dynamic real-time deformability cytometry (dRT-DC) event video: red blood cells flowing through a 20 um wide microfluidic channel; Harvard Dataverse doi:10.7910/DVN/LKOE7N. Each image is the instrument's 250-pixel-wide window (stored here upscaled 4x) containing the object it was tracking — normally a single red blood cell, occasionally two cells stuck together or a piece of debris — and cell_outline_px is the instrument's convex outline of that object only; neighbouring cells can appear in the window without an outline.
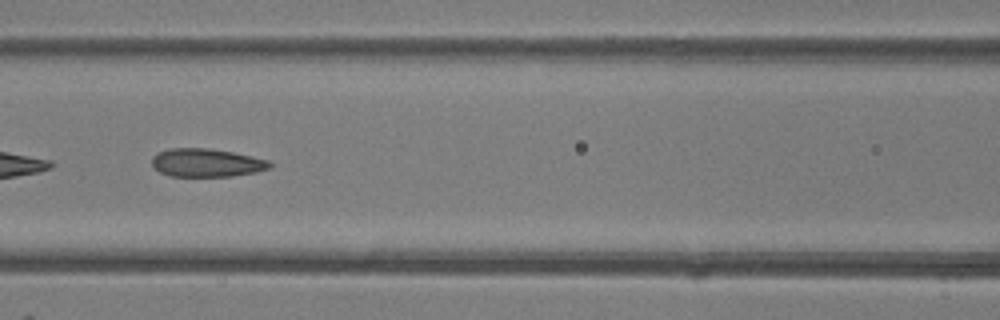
{"species": "common noctule bat (a hibernating species)", "species_latin": "Nyctalus noctula", "temperature_condition": "room temperature", "stored_images_in_passage": 45, "camera_frame_rate_fps": 3000, "um_per_image_px": 0.085, "animal": {"sex": "female"}, "frame": {"image": 1, "passage_image": 20, "time_ms": 6.333, "image_size_px": [1000, 320], "cell_outline_px": [[272, 168], [256, 172], [232, 176], [172, 176], [160, 172], [152, 168], [152, 156], [168, 148], [208, 148], [232, 152], [252, 156], [268, 160], [272, 164]], "centroid_in_image_um": [17.55, 13.83], "position_along_channel_um": 149.0, "area_um2": 19.48}}
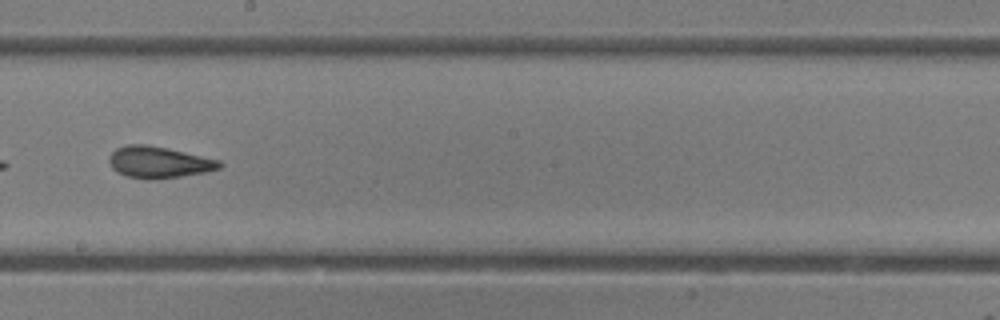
{"frame": {"image": 2, "passage_image": 26, "time_ms": 8.333, "image_size_px": [1000, 320], "cell_outline_px": [[224, 164], [220, 168], [204, 172], [180, 176], [128, 176], [116, 172], [112, 168], [108, 160], [108, 156], [116, 148], [128, 144], [148, 144], [168, 148], [220, 160]], "centroid_in_image_um": [13.49, 13.73], "position_along_channel_um": 234.7, "area_um2": 19.59}, "authors_computed_cell_mechanics": {"area_um2": 20.5768, "velocity_mm_per_s": 4.2902, "shape_relaxation_time_tau1_ms": null, "shape_relaxation_time_tau2_ms": 2.2754, "deformation_change_tau1": null, "deformation_change_tau2": 0.1103}}